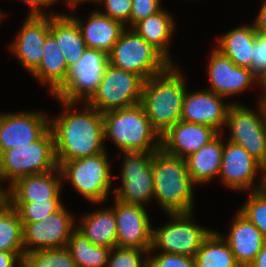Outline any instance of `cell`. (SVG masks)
<instances>
[{
    "mask_svg": "<svg viewBox=\"0 0 266 267\" xmlns=\"http://www.w3.org/2000/svg\"><path fill=\"white\" fill-rule=\"evenodd\" d=\"M23 267H78L66 247L24 254Z\"/></svg>",
    "mask_w": 266,
    "mask_h": 267,
    "instance_id": "cell-33",
    "label": "cell"
},
{
    "mask_svg": "<svg viewBox=\"0 0 266 267\" xmlns=\"http://www.w3.org/2000/svg\"><path fill=\"white\" fill-rule=\"evenodd\" d=\"M187 91L183 100L181 120L205 124L222 133L229 107L233 103H225V97L207 89L191 93Z\"/></svg>",
    "mask_w": 266,
    "mask_h": 267,
    "instance_id": "cell-19",
    "label": "cell"
},
{
    "mask_svg": "<svg viewBox=\"0 0 266 267\" xmlns=\"http://www.w3.org/2000/svg\"><path fill=\"white\" fill-rule=\"evenodd\" d=\"M177 65L144 81L140 104L153 128L162 136L181 120L186 79Z\"/></svg>",
    "mask_w": 266,
    "mask_h": 267,
    "instance_id": "cell-2",
    "label": "cell"
},
{
    "mask_svg": "<svg viewBox=\"0 0 266 267\" xmlns=\"http://www.w3.org/2000/svg\"><path fill=\"white\" fill-rule=\"evenodd\" d=\"M2 184L3 181L0 178V209L8 203V188L6 189Z\"/></svg>",
    "mask_w": 266,
    "mask_h": 267,
    "instance_id": "cell-45",
    "label": "cell"
},
{
    "mask_svg": "<svg viewBox=\"0 0 266 267\" xmlns=\"http://www.w3.org/2000/svg\"><path fill=\"white\" fill-rule=\"evenodd\" d=\"M121 185L113 190L114 198L128 204L147 205L154 199L153 152L121 151Z\"/></svg>",
    "mask_w": 266,
    "mask_h": 267,
    "instance_id": "cell-11",
    "label": "cell"
},
{
    "mask_svg": "<svg viewBox=\"0 0 266 267\" xmlns=\"http://www.w3.org/2000/svg\"><path fill=\"white\" fill-rule=\"evenodd\" d=\"M256 34L253 24L235 27L218 38L216 48L236 66L251 70Z\"/></svg>",
    "mask_w": 266,
    "mask_h": 267,
    "instance_id": "cell-29",
    "label": "cell"
},
{
    "mask_svg": "<svg viewBox=\"0 0 266 267\" xmlns=\"http://www.w3.org/2000/svg\"><path fill=\"white\" fill-rule=\"evenodd\" d=\"M16 209L21 222H38L49 217L62 205V199H49L46 202H8Z\"/></svg>",
    "mask_w": 266,
    "mask_h": 267,
    "instance_id": "cell-34",
    "label": "cell"
},
{
    "mask_svg": "<svg viewBox=\"0 0 266 267\" xmlns=\"http://www.w3.org/2000/svg\"><path fill=\"white\" fill-rule=\"evenodd\" d=\"M77 229L93 244L116 247V219L112 207L92 210L82 216Z\"/></svg>",
    "mask_w": 266,
    "mask_h": 267,
    "instance_id": "cell-28",
    "label": "cell"
},
{
    "mask_svg": "<svg viewBox=\"0 0 266 267\" xmlns=\"http://www.w3.org/2000/svg\"><path fill=\"white\" fill-rule=\"evenodd\" d=\"M262 172L263 166L243 147L229 140L223 142L219 178L225 187L241 192L260 190L262 179L257 186L254 179L257 178V174L262 175Z\"/></svg>",
    "mask_w": 266,
    "mask_h": 267,
    "instance_id": "cell-14",
    "label": "cell"
},
{
    "mask_svg": "<svg viewBox=\"0 0 266 267\" xmlns=\"http://www.w3.org/2000/svg\"><path fill=\"white\" fill-rule=\"evenodd\" d=\"M210 55L207 69L211 86L207 90L229 98L253 87L255 82L259 83V79L250 69L236 66L216 47Z\"/></svg>",
    "mask_w": 266,
    "mask_h": 267,
    "instance_id": "cell-17",
    "label": "cell"
},
{
    "mask_svg": "<svg viewBox=\"0 0 266 267\" xmlns=\"http://www.w3.org/2000/svg\"><path fill=\"white\" fill-rule=\"evenodd\" d=\"M43 57L39 66L31 73L39 83L48 85L52 96L68 82L71 69L67 66L55 37L49 33L45 39Z\"/></svg>",
    "mask_w": 266,
    "mask_h": 267,
    "instance_id": "cell-24",
    "label": "cell"
},
{
    "mask_svg": "<svg viewBox=\"0 0 266 267\" xmlns=\"http://www.w3.org/2000/svg\"><path fill=\"white\" fill-rule=\"evenodd\" d=\"M72 215L62 205L42 221L22 222L24 254L66 247L70 236L77 228L75 217Z\"/></svg>",
    "mask_w": 266,
    "mask_h": 267,
    "instance_id": "cell-12",
    "label": "cell"
},
{
    "mask_svg": "<svg viewBox=\"0 0 266 267\" xmlns=\"http://www.w3.org/2000/svg\"><path fill=\"white\" fill-rule=\"evenodd\" d=\"M116 247L150 250L153 228L143 205L128 204L114 198Z\"/></svg>",
    "mask_w": 266,
    "mask_h": 267,
    "instance_id": "cell-15",
    "label": "cell"
},
{
    "mask_svg": "<svg viewBox=\"0 0 266 267\" xmlns=\"http://www.w3.org/2000/svg\"><path fill=\"white\" fill-rule=\"evenodd\" d=\"M77 22L87 48L105 52H111L113 46L119 40L123 30L126 28L121 22L92 11L86 21L80 17L70 14Z\"/></svg>",
    "mask_w": 266,
    "mask_h": 267,
    "instance_id": "cell-23",
    "label": "cell"
},
{
    "mask_svg": "<svg viewBox=\"0 0 266 267\" xmlns=\"http://www.w3.org/2000/svg\"><path fill=\"white\" fill-rule=\"evenodd\" d=\"M58 100L64 111L50 119L57 162L104 153L106 147L102 113L87 102H81L84 106L83 111H80L75 108L77 102Z\"/></svg>",
    "mask_w": 266,
    "mask_h": 267,
    "instance_id": "cell-1",
    "label": "cell"
},
{
    "mask_svg": "<svg viewBox=\"0 0 266 267\" xmlns=\"http://www.w3.org/2000/svg\"><path fill=\"white\" fill-rule=\"evenodd\" d=\"M260 85V86H259ZM258 86L259 88L261 87V90H262V96L266 95V73L265 75L259 80V83H258Z\"/></svg>",
    "mask_w": 266,
    "mask_h": 267,
    "instance_id": "cell-48",
    "label": "cell"
},
{
    "mask_svg": "<svg viewBox=\"0 0 266 267\" xmlns=\"http://www.w3.org/2000/svg\"><path fill=\"white\" fill-rule=\"evenodd\" d=\"M220 235L228 243L240 267H249L265 243L259 229L239 212L233 217L229 233Z\"/></svg>",
    "mask_w": 266,
    "mask_h": 267,
    "instance_id": "cell-22",
    "label": "cell"
},
{
    "mask_svg": "<svg viewBox=\"0 0 266 267\" xmlns=\"http://www.w3.org/2000/svg\"><path fill=\"white\" fill-rule=\"evenodd\" d=\"M50 33L55 37L67 66L72 69L87 49L77 22L66 12L51 15Z\"/></svg>",
    "mask_w": 266,
    "mask_h": 267,
    "instance_id": "cell-26",
    "label": "cell"
},
{
    "mask_svg": "<svg viewBox=\"0 0 266 267\" xmlns=\"http://www.w3.org/2000/svg\"><path fill=\"white\" fill-rule=\"evenodd\" d=\"M59 167L42 174L28 175L8 187V202H46L61 199L63 187Z\"/></svg>",
    "mask_w": 266,
    "mask_h": 267,
    "instance_id": "cell-21",
    "label": "cell"
},
{
    "mask_svg": "<svg viewBox=\"0 0 266 267\" xmlns=\"http://www.w3.org/2000/svg\"><path fill=\"white\" fill-rule=\"evenodd\" d=\"M262 179L260 190L266 195V167H263L262 175H260Z\"/></svg>",
    "mask_w": 266,
    "mask_h": 267,
    "instance_id": "cell-47",
    "label": "cell"
},
{
    "mask_svg": "<svg viewBox=\"0 0 266 267\" xmlns=\"http://www.w3.org/2000/svg\"><path fill=\"white\" fill-rule=\"evenodd\" d=\"M66 5L68 4L69 8L75 9L77 4L83 3V2H93L96 4H99L101 0H62Z\"/></svg>",
    "mask_w": 266,
    "mask_h": 267,
    "instance_id": "cell-46",
    "label": "cell"
},
{
    "mask_svg": "<svg viewBox=\"0 0 266 267\" xmlns=\"http://www.w3.org/2000/svg\"><path fill=\"white\" fill-rule=\"evenodd\" d=\"M192 214H168L170 216L168 223L153 228L152 246L149 252L155 253L156 249H160L163 253L194 257L213 229L193 222Z\"/></svg>",
    "mask_w": 266,
    "mask_h": 267,
    "instance_id": "cell-9",
    "label": "cell"
},
{
    "mask_svg": "<svg viewBox=\"0 0 266 267\" xmlns=\"http://www.w3.org/2000/svg\"><path fill=\"white\" fill-rule=\"evenodd\" d=\"M148 252V267H195L194 257Z\"/></svg>",
    "mask_w": 266,
    "mask_h": 267,
    "instance_id": "cell-38",
    "label": "cell"
},
{
    "mask_svg": "<svg viewBox=\"0 0 266 267\" xmlns=\"http://www.w3.org/2000/svg\"><path fill=\"white\" fill-rule=\"evenodd\" d=\"M144 81L136 73L108 64L97 91L87 103L100 113L134 106L141 102Z\"/></svg>",
    "mask_w": 266,
    "mask_h": 267,
    "instance_id": "cell-10",
    "label": "cell"
},
{
    "mask_svg": "<svg viewBox=\"0 0 266 267\" xmlns=\"http://www.w3.org/2000/svg\"><path fill=\"white\" fill-rule=\"evenodd\" d=\"M66 248L78 267H107L112 248L93 245L77 228Z\"/></svg>",
    "mask_w": 266,
    "mask_h": 267,
    "instance_id": "cell-31",
    "label": "cell"
},
{
    "mask_svg": "<svg viewBox=\"0 0 266 267\" xmlns=\"http://www.w3.org/2000/svg\"><path fill=\"white\" fill-rule=\"evenodd\" d=\"M249 267H266V241L261 251L257 254L255 260Z\"/></svg>",
    "mask_w": 266,
    "mask_h": 267,
    "instance_id": "cell-44",
    "label": "cell"
},
{
    "mask_svg": "<svg viewBox=\"0 0 266 267\" xmlns=\"http://www.w3.org/2000/svg\"><path fill=\"white\" fill-rule=\"evenodd\" d=\"M45 112L0 113V154L39 140L50 129Z\"/></svg>",
    "mask_w": 266,
    "mask_h": 267,
    "instance_id": "cell-16",
    "label": "cell"
},
{
    "mask_svg": "<svg viewBox=\"0 0 266 267\" xmlns=\"http://www.w3.org/2000/svg\"><path fill=\"white\" fill-rule=\"evenodd\" d=\"M100 4L104 7V10H98L101 14L119 21L124 26L130 28L132 0H101Z\"/></svg>",
    "mask_w": 266,
    "mask_h": 267,
    "instance_id": "cell-37",
    "label": "cell"
},
{
    "mask_svg": "<svg viewBox=\"0 0 266 267\" xmlns=\"http://www.w3.org/2000/svg\"><path fill=\"white\" fill-rule=\"evenodd\" d=\"M102 115L105 141L111 140L120 151L146 152L161 149V136L153 128L140 103L106 111Z\"/></svg>",
    "mask_w": 266,
    "mask_h": 267,
    "instance_id": "cell-4",
    "label": "cell"
},
{
    "mask_svg": "<svg viewBox=\"0 0 266 267\" xmlns=\"http://www.w3.org/2000/svg\"><path fill=\"white\" fill-rule=\"evenodd\" d=\"M110 65L136 73L144 80L164 72L171 63L132 28H125L108 54Z\"/></svg>",
    "mask_w": 266,
    "mask_h": 267,
    "instance_id": "cell-7",
    "label": "cell"
},
{
    "mask_svg": "<svg viewBox=\"0 0 266 267\" xmlns=\"http://www.w3.org/2000/svg\"><path fill=\"white\" fill-rule=\"evenodd\" d=\"M161 2V0H132L130 28L140 20L159 12L163 8Z\"/></svg>",
    "mask_w": 266,
    "mask_h": 267,
    "instance_id": "cell-40",
    "label": "cell"
},
{
    "mask_svg": "<svg viewBox=\"0 0 266 267\" xmlns=\"http://www.w3.org/2000/svg\"><path fill=\"white\" fill-rule=\"evenodd\" d=\"M251 71L260 80L266 73V34L257 32L253 45Z\"/></svg>",
    "mask_w": 266,
    "mask_h": 267,
    "instance_id": "cell-39",
    "label": "cell"
},
{
    "mask_svg": "<svg viewBox=\"0 0 266 267\" xmlns=\"http://www.w3.org/2000/svg\"><path fill=\"white\" fill-rule=\"evenodd\" d=\"M248 197L238 212L259 229L266 241V195L257 190L249 192Z\"/></svg>",
    "mask_w": 266,
    "mask_h": 267,
    "instance_id": "cell-35",
    "label": "cell"
},
{
    "mask_svg": "<svg viewBox=\"0 0 266 267\" xmlns=\"http://www.w3.org/2000/svg\"><path fill=\"white\" fill-rule=\"evenodd\" d=\"M217 134L208 125L180 120L161 136V148L170 155L185 159Z\"/></svg>",
    "mask_w": 266,
    "mask_h": 267,
    "instance_id": "cell-20",
    "label": "cell"
},
{
    "mask_svg": "<svg viewBox=\"0 0 266 267\" xmlns=\"http://www.w3.org/2000/svg\"><path fill=\"white\" fill-rule=\"evenodd\" d=\"M4 13H2V11L0 10V22H1V20L3 19V17H4Z\"/></svg>",
    "mask_w": 266,
    "mask_h": 267,
    "instance_id": "cell-50",
    "label": "cell"
},
{
    "mask_svg": "<svg viewBox=\"0 0 266 267\" xmlns=\"http://www.w3.org/2000/svg\"><path fill=\"white\" fill-rule=\"evenodd\" d=\"M253 21V26L256 32L266 34V0H263L262 7H260L258 14Z\"/></svg>",
    "mask_w": 266,
    "mask_h": 267,
    "instance_id": "cell-43",
    "label": "cell"
},
{
    "mask_svg": "<svg viewBox=\"0 0 266 267\" xmlns=\"http://www.w3.org/2000/svg\"><path fill=\"white\" fill-rule=\"evenodd\" d=\"M108 64V55L105 52L87 48L71 69L68 82L54 95L55 99L87 102L97 91Z\"/></svg>",
    "mask_w": 266,
    "mask_h": 267,
    "instance_id": "cell-13",
    "label": "cell"
},
{
    "mask_svg": "<svg viewBox=\"0 0 266 267\" xmlns=\"http://www.w3.org/2000/svg\"><path fill=\"white\" fill-rule=\"evenodd\" d=\"M223 140L221 133H218L207 144L185 158L188 173L195 185H204L219 177Z\"/></svg>",
    "mask_w": 266,
    "mask_h": 267,
    "instance_id": "cell-25",
    "label": "cell"
},
{
    "mask_svg": "<svg viewBox=\"0 0 266 267\" xmlns=\"http://www.w3.org/2000/svg\"><path fill=\"white\" fill-rule=\"evenodd\" d=\"M262 101L264 102L265 108H266V95L262 96Z\"/></svg>",
    "mask_w": 266,
    "mask_h": 267,
    "instance_id": "cell-49",
    "label": "cell"
},
{
    "mask_svg": "<svg viewBox=\"0 0 266 267\" xmlns=\"http://www.w3.org/2000/svg\"><path fill=\"white\" fill-rule=\"evenodd\" d=\"M154 199L167 214L193 213L194 186L186 160L166 153L153 152Z\"/></svg>",
    "mask_w": 266,
    "mask_h": 267,
    "instance_id": "cell-3",
    "label": "cell"
},
{
    "mask_svg": "<svg viewBox=\"0 0 266 267\" xmlns=\"http://www.w3.org/2000/svg\"><path fill=\"white\" fill-rule=\"evenodd\" d=\"M169 13L162 8L159 12L137 22L132 29L157 49L171 64H174L169 52V43L172 40L176 24L174 17Z\"/></svg>",
    "mask_w": 266,
    "mask_h": 267,
    "instance_id": "cell-27",
    "label": "cell"
},
{
    "mask_svg": "<svg viewBox=\"0 0 266 267\" xmlns=\"http://www.w3.org/2000/svg\"><path fill=\"white\" fill-rule=\"evenodd\" d=\"M57 168L51 129L35 142L8 149L0 154V178L3 183L8 182L6 188L19 178L46 173Z\"/></svg>",
    "mask_w": 266,
    "mask_h": 267,
    "instance_id": "cell-5",
    "label": "cell"
},
{
    "mask_svg": "<svg viewBox=\"0 0 266 267\" xmlns=\"http://www.w3.org/2000/svg\"><path fill=\"white\" fill-rule=\"evenodd\" d=\"M25 18L16 39L9 47L23 68L31 74L42 60L45 39L50 33L51 15Z\"/></svg>",
    "mask_w": 266,
    "mask_h": 267,
    "instance_id": "cell-18",
    "label": "cell"
},
{
    "mask_svg": "<svg viewBox=\"0 0 266 267\" xmlns=\"http://www.w3.org/2000/svg\"><path fill=\"white\" fill-rule=\"evenodd\" d=\"M22 222L9 203L0 209V251L24 255Z\"/></svg>",
    "mask_w": 266,
    "mask_h": 267,
    "instance_id": "cell-32",
    "label": "cell"
},
{
    "mask_svg": "<svg viewBox=\"0 0 266 267\" xmlns=\"http://www.w3.org/2000/svg\"><path fill=\"white\" fill-rule=\"evenodd\" d=\"M257 110L233 102L229 107L226 124L228 140L243 147L263 167H266V108L259 97Z\"/></svg>",
    "mask_w": 266,
    "mask_h": 267,
    "instance_id": "cell-8",
    "label": "cell"
},
{
    "mask_svg": "<svg viewBox=\"0 0 266 267\" xmlns=\"http://www.w3.org/2000/svg\"><path fill=\"white\" fill-rule=\"evenodd\" d=\"M19 1V0H18ZM23 3H26L30 7V11L27 14V16H49V15H55L56 12L52 11V13H46L43 12L44 9L50 6H53L58 0H20ZM43 8V9H41Z\"/></svg>",
    "mask_w": 266,
    "mask_h": 267,
    "instance_id": "cell-41",
    "label": "cell"
},
{
    "mask_svg": "<svg viewBox=\"0 0 266 267\" xmlns=\"http://www.w3.org/2000/svg\"><path fill=\"white\" fill-rule=\"evenodd\" d=\"M108 155L99 153L65 162H57L62 181L67 180L86 200L101 204L107 202L113 178Z\"/></svg>",
    "mask_w": 266,
    "mask_h": 267,
    "instance_id": "cell-6",
    "label": "cell"
},
{
    "mask_svg": "<svg viewBox=\"0 0 266 267\" xmlns=\"http://www.w3.org/2000/svg\"><path fill=\"white\" fill-rule=\"evenodd\" d=\"M24 255L0 251V267H23Z\"/></svg>",
    "mask_w": 266,
    "mask_h": 267,
    "instance_id": "cell-42",
    "label": "cell"
},
{
    "mask_svg": "<svg viewBox=\"0 0 266 267\" xmlns=\"http://www.w3.org/2000/svg\"><path fill=\"white\" fill-rule=\"evenodd\" d=\"M148 252L138 248L113 247L107 267H148Z\"/></svg>",
    "mask_w": 266,
    "mask_h": 267,
    "instance_id": "cell-36",
    "label": "cell"
},
{
    "mask_svg": "<svg viewBox=\"0 0 266 267\" xmlns=\"http://www.w3.org/2000/svg\"><path fill=\"white\" fill-rule=\"evenodd\" d=\"M195 267H240L220 232L213 230L194 256Z\"/></svg>",
    "mask_w": 266,
    "mask_h": 267,
    "instance_id": "cell-30",
    "label": "cell"
}]
</instances>
